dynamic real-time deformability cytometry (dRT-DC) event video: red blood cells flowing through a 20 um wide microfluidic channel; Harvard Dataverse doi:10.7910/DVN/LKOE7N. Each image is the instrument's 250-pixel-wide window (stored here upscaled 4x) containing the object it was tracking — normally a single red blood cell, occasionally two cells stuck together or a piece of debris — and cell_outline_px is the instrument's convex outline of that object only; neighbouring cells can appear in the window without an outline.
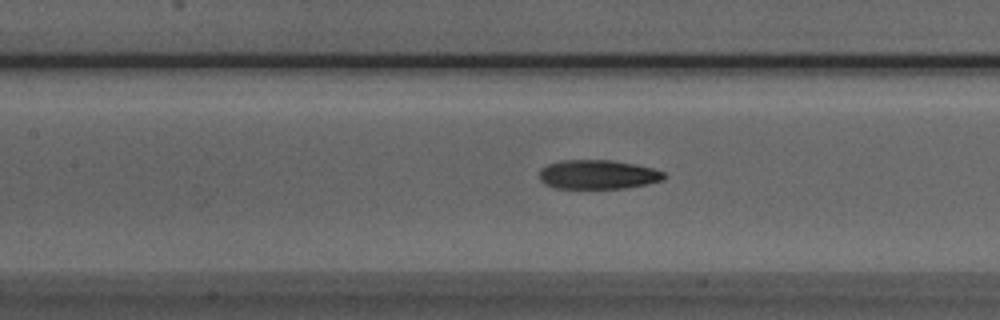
{"species": "Egyptian fruit bat (a non-hibernating species)", "species_latin": "Rousettus aegyptiacus", "temperature_condition": "room temperature", "stored_images_in_passage": 29, "camera_frame_rate_fps": 3000, "um_per_image_px": 0.085, "animal": {"sex": "male"}, "frame": {"image": 1, "passage_image": 7, "time_ms": 2.0, "image_size_px": [1000, 320], "cell_outline_px": [[668, 176], [664, 180], [624, 188], [556, 188], [544, 184], [540, 180], [540, 168], [548, 164], [560, 160], [612, 160], [636, 164], [652, 168], [664, 172]], "centroid_in_image_um": [50.82, 14.82], "position_along_channel_um": 156.6, "area_um2": 21.27}}
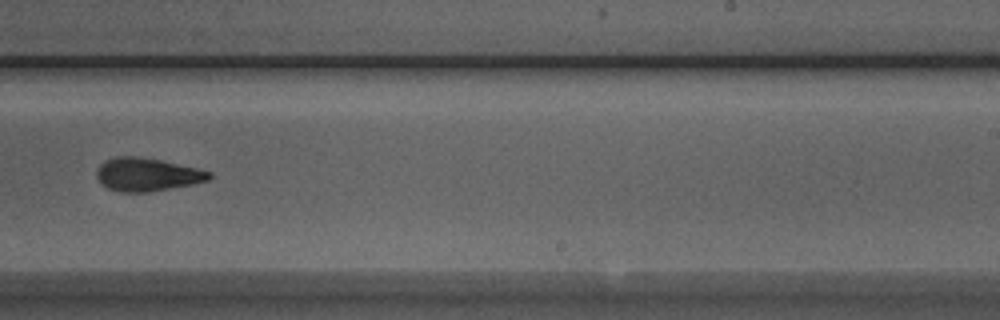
{"frame": {"image": 2, "passage_image": 16, "time_ms": 5.0, "image_size_px": [1000, 320], "cell_outline_px": [[212, 176], [208, 180], [192, 184], [148, 192], [120, 192], [108, 188], [96, 176], [96, 172], [100, 164], [104, 160], [116, 156], [136, 156], [160, 160], [196, 168], [212, 172]], "centroid_in_image_um": [12.49, 14.83], "position_along_channel_um": 276.5, "area_um2": 21.56}}
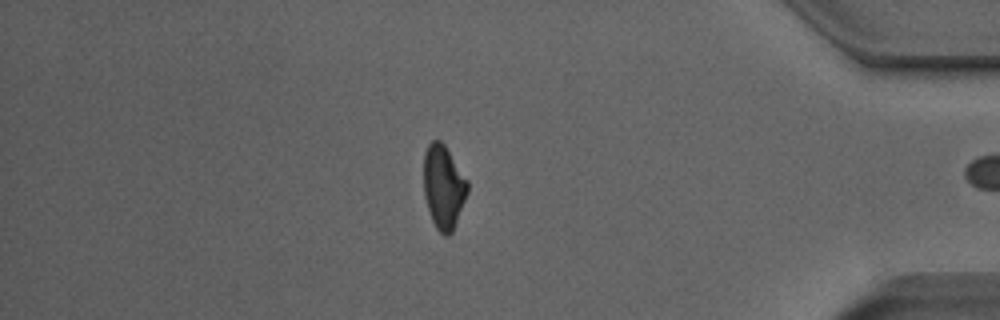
{"frame": {"image": 3, "passage_image": 28, "time_ms": 9.0, "image_size_px": [1000, 320], "cell_outline_px": [[468, 192], [452, 232], [448, 236], [444, 236], [436, 228], [432, 220], [424, 196], [424, 152], [428, 144], [432, 140], [440, 140], [444, 144], [468, 180]], "centroid_in_image_um": [37.69, 15.88], "position_along_channel_um": 397.5, "area_um2": 21.33}}